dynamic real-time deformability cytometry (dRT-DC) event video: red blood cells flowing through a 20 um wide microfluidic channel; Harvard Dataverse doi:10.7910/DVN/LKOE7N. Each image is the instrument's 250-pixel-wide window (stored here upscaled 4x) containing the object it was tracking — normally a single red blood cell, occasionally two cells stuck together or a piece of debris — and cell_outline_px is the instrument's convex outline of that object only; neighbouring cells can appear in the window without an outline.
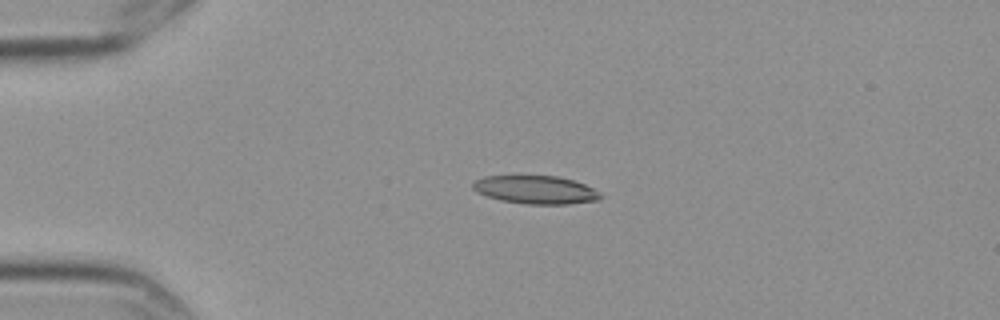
{"species": "Egyptian fruit bat (a non-hibernating species)", "species_latin": "Rousettus aegyptiacus", "temperature_condition": "cold", "stored_images_in_passage": 4, "camera_frame_rate_fps": 3000, "um_per_image_px": 0.085, "frame": {"image": 1, "passage_image": 3, "time_ms": 0.667, "image_size_px": [1000, 320], "cell_outline_px": [[604, 196], [600, 200], [568, 204], [524, 204], [500, 200], [476, 192], [472, 188], [472, 184], [476, 180], [484, 176], [556, 176], [572, 180], [584, 184], [600, 192]], "centroid_in_image_um": [45.55, 16.14], "position_along_channel_um": 39.5, "area_um2": 20.98}}